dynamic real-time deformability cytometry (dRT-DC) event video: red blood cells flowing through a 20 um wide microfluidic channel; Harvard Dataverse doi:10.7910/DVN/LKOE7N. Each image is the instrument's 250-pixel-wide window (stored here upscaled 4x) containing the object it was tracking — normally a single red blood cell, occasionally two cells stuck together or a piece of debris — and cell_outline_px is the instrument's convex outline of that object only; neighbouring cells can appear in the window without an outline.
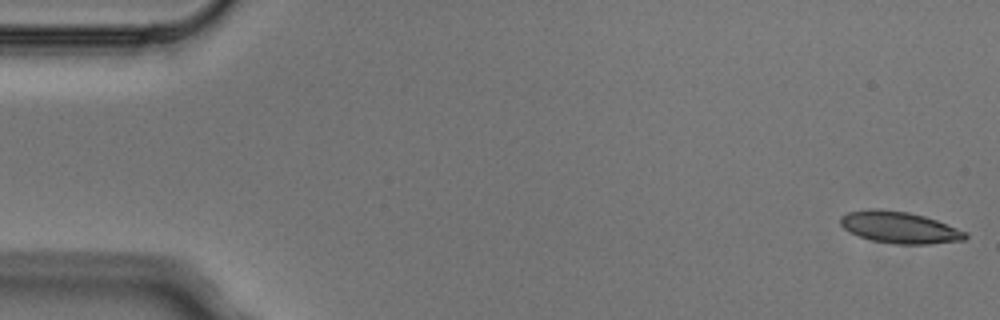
{"species": "Egyptian fruit bat (a non-hibernating species)", "species_latin": "Rousettus aegyptiacus", "temperature_condition": "cold", "stored_images_in_passage": 4, "camera_frame_rate_fps": 3000, "um_per_image_px": 0.085, "animal": {"sex": "male"}, "frame": {"image": 1, "passage_image": 1, "time_ms": 0.0, "image_size_px": [1000, 320], "cell_outline_px": [[968, 236], [964, 240], [928, 244], [892, 244], [872, 240], [848, 232], [840, 224], [840, 216], [848, 212], [868, 208], [880, 208], [908, 212], [924, 216], [936, 220], [968, 232]], "centroid_in_image_um": [76.44, 19.32], "position_along_channel_um": 8.6, "area_um2": 23.24}}
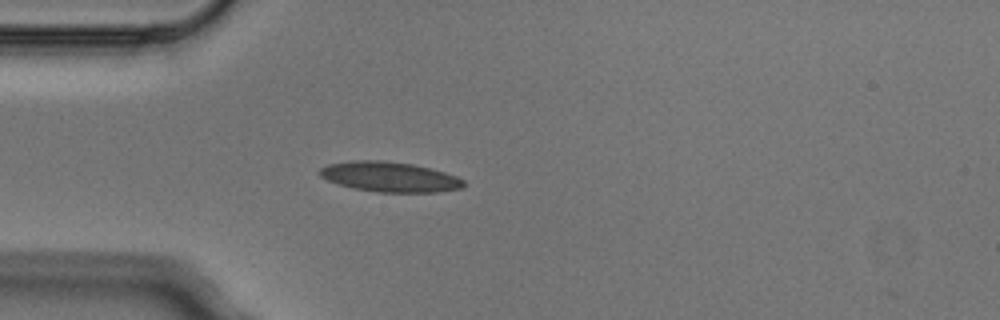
{"frame": {"image": 2, "passage_image": 4, "time_ms": 1.0, "image_size_px": [1000, 320], "cell_outline_px": [[464, 184], [460, 188], [436, 192], [376, 192], [352, 188], [336, 184], [320, 176], [316, 172], [320, 168], [328, 164], [352, 160], [380, 160], [412, 164], [444, 172], [456, 176], [464, 180]], "centroid_in_image_um": [33.05, 15.03], "position_along_channel_um": 52.0, "area_um2": 25.2}}